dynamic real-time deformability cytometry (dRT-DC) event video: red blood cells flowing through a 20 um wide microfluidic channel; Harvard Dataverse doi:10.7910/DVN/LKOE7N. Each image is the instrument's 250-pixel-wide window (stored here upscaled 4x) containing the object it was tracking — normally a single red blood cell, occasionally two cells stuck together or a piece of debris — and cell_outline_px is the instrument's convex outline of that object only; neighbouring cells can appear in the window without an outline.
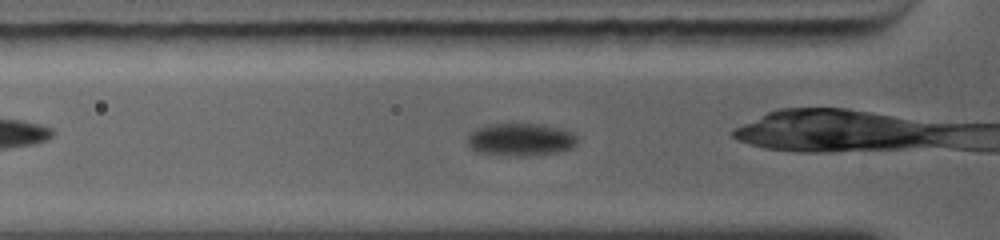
{"species": "common noctule bat (a hibernating species)", "species_latin": "Nyctalus noctula", "temperature_condition": "warm", "stored_images_in_passage": 6, "camera_frame_rate_fps": 5000, "um_per_image_px": 0.085, "animal": {"sex": "female", "body_mass_g": 19.0, "forearm_length_mm": 56.7}, "frame": {"image": 1, "passage_image": 2, "time_ms": 0.4, "image_size_px": [1000, 240], "cell_outline_px": [[576, 144], [572, 148], [556, 152], [524, 156], [476, 152], [468, 148], [468, 136], [472, 132], [480, 128], [500, 124], [536, 124], [568, 132], [576, 136]], "centroid_in_image_um": [44.21, 11.89], "position_along_channel_um": 81.6, "area_um2": 20.06}}